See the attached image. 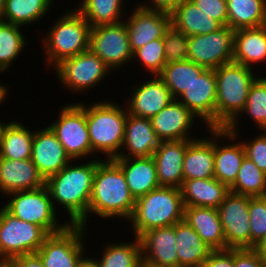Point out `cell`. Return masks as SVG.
<instances>
[{"label":"cell","instance_id":"cell-37","mask_svg":"<svg viewBox=\"0 0 266 267\" xmlns=\"http://www.w3.org/2000/svg\"><path fill=\"white\" fill-rule=\"evenodd\" d=\"M122 0H83L77 10L91 27L115 24L122 20ZM120 17V18H119Z\"/></svg>","mask_w":266,"mask_h":267},{"label":"cell","instance_id":"cell-8","mask_svg":"<svg viewBox=\"0 0 266 267\" xmlns=\"http://www.w3.org/2000/svg\"><path fill=\"white\" fill-rule=\"evenodd\" d=\"M9 194L12 198L3 207L16 218L34 223L48 234L60 232L68 225V223L57 225L55 202L50 198L45 185L38 189L15 191Z\"/></svg>","mask_w":266,"mask_h":267},{"label":"cell","instance_id":"cell-51","mask_svg":"<svg viewBox=\"0 0 266 267\" xmlns=\"http://www.w3.org/2000/svg\"><path fill=\"white\" fill-rule=\"evenodd\" d=\"M253 249L266 262V236Z\"/></svg>","mask_w":266,"mask_h":267},{"label":"cell","instance_id":"cell-36","mask_svg":"<svg viewBox=\"0 0 266 267\" xmlns=\"http://www.w3.org/2000/svg\"><path fill=\"white\" fill-rule=\"evenodd\" d=\"M229 189L235 194L264 197L266 196V174L250 158L244 156L237 178Z\"/></svg>","mask_w":266,"mask_h":267},{"label":"cell","instance_id":"cell-14","mask_svg":"<svg viewBox=\"0 0 266 267\" xmlns=\"http://www.w3.org/2000/svg\"><path fill=\"white\" fill-rule=\"evenodd\" d=\"M55 68L61 83L75 91L93 87L110 71L102 59L90 50L62 60Z\"/></svg>","mask_w":266,"mask_h":267},{"label":"cell","instance_id":"cell-4","mask_svg":"<svg viewBox=\"0 0 266 267\" xmlns=\"http://www.w3.org/2000/svg\"><path fill=\"white\" fill-rule=\"evenodd\" d=\"M184 204L180 188L158 187L136 199L131 217L136 237L144 232L173 226L183 220Z\"/></svg>","mask_w":266,"mask_h":267},{"label":"cell","instance_id":"cell-17","mask_svg":"<svg viewBox=\"0 0 266 267\" xmlns=\"http://www.w3.org/2000/svg\"><path fill=\"white\" fill-rule=\"evenodd\" d=\"M31 160L37 166L40 175L46 180L60 172L71 159L48 126L34 132Z\"/></svg>","mask_w":266,"mask_h":267},{"label":"cell","instance_id":"cell-45","mask_svg":"<svg viewBox=\"0 0 266 267\" xmlns=\"http://www.w3.org/2000/svg\"><path fill=\"white\" fill-rule=\"evenodd\" d=\"M210 18L218 21L222 26L228 25V11L226 0H191Z\"/></svg>","mask_w":266,"mask_h":267},{"label":"cell","instance_id":"cell-40","mask_svg":"<svg viewBox=\"0 0 266 267\" xmlns=\"http://www.w3.org/2000/svg\"><path fill=\"white\" fill-rule=\"evenodd\" d=\"M248 113L259 128L266 131V78H257L252 83L246 105L240 114Z\"/></svg>","mask_w":266,"mask_h":267},{"label":"cell","instance_id":"cell-16","mask_svg":"<svg viewBox=\"0 0 266 267\" xmlns=\"http://www.w3.org/2000/svg\"><path fill=\"white\" fill-rule=\"evenodd\" d=\"M125 21L132 52L150 41L163 38L171 25V13L139 6Z\"/></svg>","mask_w":266,"mask_h":267},{"label":"cell","instance_id":"cell-42","mask_svg":"<svg viewBox=\"0 0 266 267\" xmlns=\"http://www.w3.org/2000/svg\"><path fill=\"white\" fill-rule=\"evenodd\" d=\"M132 57H137L144 67L146 66L154 76H158L166 64L163 38L150 41L136 49Z\"/></svg>","mask_w":266,"mask_h":267},{"label":"cell","instance_id":"cell-22","mask_svg":"<svg viewBox=\"0 0 266 267\" xmlns=\"http://www.w3.org/2000/svg\"><path fill=\"white\" fill-rule=\"evenodd\" d=\"M44 185L45 180L31 159L0 158V192L9 195L15 191L34 190Z\"/></svg>","mask_w":266,"mask_h":267},{"label":"cell","instance_id":"cell-12","mask_svg":"<svg viewBox=\"0 0 266 267\" xmlns=\"http://www.w3.org/2000/svg\"><path fill=\"white\" fill-rule=\"evenodd\" d=\"M89 50L100 57L110 69L132 60L133 52L125 22L92 27Z\"/></svg>","mask_w":266,"mask_h":267},{"label":"cell","instance_id":"cell-29","mask_svg":"<svg viewBox=\"0 0 266 267\" xmlns=\"http://www.w3.org/2000/svg\"><path fill=\"white\" fill-rule=\"evenodd\" d=\"M263 60H266V25L235 30L233 62L251 68L253 63Z\"/></svg>","mask_w":266,"mask_h":267},{"label":"cell","instance_id":"cell-21","mask_svg":"<svg viewBox=\"0 0 266 267\" xmlns=\"http://www.w3.org/2000/svg\"><path fill=\"white\" fill-rule=\"evenodd\" d=\"M140 85L128 102L127 113L131 115L151 119L174 100L159 76Z\"/></svg>","mask_w":266,"mask_h":267},{"label":"cell","instance_id":"cell-31","mask_svg":"<svg viewBox=\"0 0 266 267\" xmlns=\"http://www.w3.org/2000/svg\"><path fill=\"white\" fill-rule=\"evenodd\" d=\"M34 132L21 123L5 124L0 142V158L12 160L31 159Z\"/></svg>","mask_w":266,"mask_h":267},{"label":"cell","instance_id":"cell-39","mask_svg":"<svg viewBox=\"0 0 266 267\" xmlns=\"http://www.w3.org/2000/svg\"><path fill=\"white\" fill-rule=\"evenodd\" d=\"M20 26L0 20V71L7 70L25 46Z\"/></svg>","mask_w":266,"mask_h":267},{"label":"cell","instance_id":"cell-32","mask_svg":"<svg viewBox=\"0 0 266 267\" xmlns=\"http://www.w3.org/2000/svg\"><path fill=\"white\" fill-rule=\"evenodd\" d=\"M228 26L233 30L266 25L265 0H226Z\"/></svg>","mask_w":266,"mask_h":267},{"label":"cell","instance_id":"cell-1","mask_svg":"<svg viewBox=\"0 0 266 267\" xmlns=\"http://www.w3.org/2000/svg\"><path fill=\"white\" fill-rule=\"evenodd\" d=\"M252 68L229 62L214 69L216 78V128H209L212 137L234 140L237 117L246 105L249 89L255 81Z\"/></svg>","mask_w":266,"mask_h":267},{"label":"cell","instance_id":"cell-52","mask_svg":"<svg viewBox=\"0 0 266 267\" xmlns=\"http://www.w3.org/2000/svg\"><path fill=\"white\" fill-rule=\"evenodd\" d=\"M5 96H7V88L0 84V103L5 100Z\"/></svg>","mask_w":266,"mask_h":267},{"label":"cell","instance_id":"cell-55","mask_svg":"<svg viewBox=\"0 0 266 267\" xmlns=\"http://www.w3.org/2000/svg\"><path fill=\"white\" fill-rule=\"evenodd\" d=\"M4 4H5V0H0V14L3 10Z\"/></svg>","mask_w":266,"mask_h":267},{"label":"cell","instance_id":"cell-49","mask_svg":"<svg viewBox=\"0 0 266 267\" xmlns=\"http://www.w3.org/2000/svg\"><path fill=\"white\" fill-rule=\"evenodd\" d=\"M152 6L141 5L147 9L160 10L167 13H171L183 0H150Z\"/></svg>","mask_w":266,"mask_h":267},{"label":"cell","instance_id":"cell-26","mask_svg":"<svg viewBox=\"0 0 266 267\" xmlns=\"http://www.w3.org/2000/svg\"><path fill=\"white\" fill-rule=\"evenodd\" d=\"M184 206L218 208L229 187L216 178L183 180L180 187Z\"/></svg>","mask_w":266,"mask_h":267},{"label":"cell","instance_id":"cell-10","mask_svg":"<svg viewBox=\"0 0 266 267\" xmlns=\"http://www.w3.org/2000/svg\"><path fill=\"white\" fill-rule=\"evenodd\" d=\"M234 32L226 25L209 34L189 36L188 59L206 69L232 62Z\"/></svg>","mask_w":266,"mask_h":267},{"label":"cell","instance_id":"cell-34","mask_svg":"<svg viewBox=\"0 0 266 267\" xmlns=\"http://www.w3.org/2000/svg\"><path fill=\"white\" fill-rule=\"evenodd\" d=\"M52 0H5L0 20L22 26L44 16ZM6 19V20H5Z\"/></svg>","mask_w":266,"mask_h":267},{"label":"cell","instance_id":"cell-50","mask_svg":"<svg viewBox=\"0 0 266 267\" xmlns=\"http://www.w3.org/2000/svg\"><path fill=\"white\" fill-rule=\"evenodd\" d=\"M82 256L78 262L77 267H100L98 261L93 258H85Z\"/></svg>","mask_w":266,"mask_h":267},{"label":"cell","instance_id":"cell-9","mask_svg":"<svg viewBox=\"0 0 266 267\" xmlns=\"http://www.w3.org/2000/svg\"><path fill=\"white\" fill-rule=\"evenodd\" d=\"M60 111L58 120L49 127L63 145L71 162L94 153L85 111L78 104L67 105Z\"/></svg>","mask_w":266,"mask_h":267},{"label":"cell","instance_id":"cell-38","mask_svg":"<svg viewBox=\"0 0 266 267\" xmlns=\"http://www.w3.org/2000/svg\"><path fill=\"white\" fill-rule=\"evenodd\" d=\"M134 243H119L105 246L103 256L98 263L100 267H141V243L135 237Z\"/></svg>","mask_w":266,"mask_h":267},{"label":"cell","instance_id":"cell-7","mask_svg":"<svg viewBox=\"0 0 266 267\" xmlns=\"http://www.w3.org/2000/svg\"><path fill=\"white\" fill-rule=\"evenodd\" d=\"M49 234L40 226L20 220L4 207L0 210V262L35 254Z\"/></svg>","mask_w":266,"mask_h":267},{"label":"cell","instance_id":"cell-53","mask_svg":"<svg viewBox=\"0 0 266 267\" xmlns=\"http://www.w3.org/2000/svg\"><path fill=\"white\" fill-rule=\"evenodd\" d=\"M141 267H165V266H157V265H154V264H149V263H146V262H141Z\"/></svg>","mask_w":266,"mask_h":267},{"label":"cell","instance_id":"cell-56","mask_svg":"<svg viewBox=\"0 0 266 267\" xmlns=\"http://www.w3.org/2000/svg\"><path fill=\"white\" fill-rule=\"evenodd\" d=\"M4 126H5V124L0 122V142H1V135H2V131H3Z\"/></svg>","mask_w":266,"mask_h":267},{"label":"cell","instance_id":"cell-24","mask_svg":"<svg viewBox=\"0 0 266 267\" xmlns=\"http://www.w3.org/2000/svg\"><path fill=\"white\" fill-rule=\"evenodd\" d=\"M112 160L122 169L130 193L135 200L160 187L152 156L113 158Z\"/></svg>","mask_w":266,"mask_h":267},{"label":"cell","instance_id":"cell-33","mask_svg":"<svg viewBox=\"0 0 266 267\" xmlns=\"http://www.w3.org/2000/svg\"><path fill=\"white\" fill-rule=\"evenodd\" d=\"M214 140V178L230 187L236 180L238 171L245 156L241 143L219 146Z\"/></svg>","mask_w":266,"mask_h":267},{"label":"cell","instance_id":"cell-54","mask_svg":"<svg viewBox=\"0 0 266 267\" xmlns=\"http://www.w3.org/2000/svg\"><path fill=\"white\" fill-rule=\"evenodd\" d=\"M0 267H14L10 262H0Z\"/></svg>","mask_w":266,"mask_h":267},{"label":"cell","instance_id":"cell-44","mask_svg":"<svg viewBox=\"0 0 266 267\" xmlns=\"http://www.w3.org/2000/svg\"><path fill=\"white\" fill-rule=\"evenodd\" d=\"M242 142L245 156L250 158L255 165L266 174V132L254 138L252 141Z\"/></svg>","mask_w":266,"mask_h":267},{"label":"cell","instance_id":"cell-23","mask_svg":"<svg viewBox=\"0 0 266 267\" xmlns=\"http://www.w3.org/2000/svg\"><path fill=\"white\" fill-rule=\"evenodd\" d=\"M160 140L154 132L151 119L127 114L122 147L128 149L129 155L120 151L115 158L149 157L159 146ZM131 155V156H130Z\"/></svg>","mask_w":266,"mask_h":267},{"label":"cell","instance_id":"cell-47","mask_svg":"<svg viewBox=\"0 0 266 267\" xmlns=\"http://www.w3.org/2000/svg\"><path fill=\"white\" fill-rule=\"evenodd\" d=\"M200 267H233V249L212 251Z\"/></svg>","mask_w":266,"mask_h":267},{"label":"cell","instance_id":"cell-25","mask_svg":"<svg viewBox=\"0 0 266 267\" xmlns=\"http://www.w3.org/2000/svg\"><path fill=\"white\" fill-rule=\"evenodd\" d=\"M183 220L213 250H226L222 223L216 208L184 206Z\"/></svg>","mask_w":266,"mask_h":267},{"label":"cell","instance_id":"cell-19","mask_svg":"<svg viewBox=\"0 0 266 267\" xmlns=\"http://www.w3.org/2000/svg\"><path fill=\"white\" fill-rule=\"evenodd\" d=\"M142 262L178 267L174 225L148 230L140 237Z\"/></svg>","mask_w":266,"mask_h":267},{"label":"cell","instance_id":"cell-15","mask_svg":"<svg viewBox=\"0 0 266 267\" xmlns=\"http://www.w3.org/2000/svg\"><path fill=\"white\" fill-rule=\"evenodd\" d=\"M216 78L214 69H205L176 99L209 128H216Z\"/></svg>","mask_w":266,"mask_h":267},{"label":"cell","instance_id":"cell-43","mask_svg":"<svg viewBox=\"0 0 266 267\" xmlns=\"http://www.w3.org/2000/svg\"><path fill=\"white\" fill-rule=\"evenodd\" d=\"M251 248L266 236V196L249 197Z\"/></svg>","mask_w":266,"mask_h":267},{"label":"cell","instance_id":"cell-18","mask_svg":"<svg viewBox=\"0 0 266 267\" xmlns=\"http://www.w3.org/2000/svg\"><path fill=\"white\" fill-rule=\"evenodd\" d=\"M191 141H160L152 155L160 187L180 188L182 186L183 159Z\"/></svg>","mask_w":266,"mask_h":267},{"label":"cell","instance_id":"cell-27","mask_svg":"<svg viewBox=\"0 0 266 267\" xmlns=\"http://www.w3.org/2000/svg\"><path fill=\"white\" fill-rule=\"evenodd\" d=\"M178 267H200L213 251L184 220L174 224Z\"/></svg>","mask_w":266,"mask_h":267},{"label":"cell","instance_id":"cell-48","mask_svg":"<svg viewBox=\"0 0 266 267\" xmlns=\"http://www.w3.org/2000/svg\"><path fill=\"white\" fill-rule=\"evenodd\" d=\"M10 263L14 267H44L41 259L36 253L15 257Z\"/></svg>","mask_w":266,"mask_h":267},{"label":"cell","instance_id":"cell-2","mask_svg":"<svg viewBox=\"0 0 266 267\" xmlns=\"http://www.w3.org/2000/svg\"><path fill=\"white\" fill-rule=\"evenodd\" d=\"M97 160L73 166L69 163L45 180L50 198L62 204L69 213L71 225L85 226Z\"/></svg>","mask_w":266,"mask_h":267},{"label":"cell","instance_id":"cell-6","mask_svg":"<svg viewBox=\"0 0 266 267\" xmlns=\"http://www.w3.org/2000/svg\"><path fill=\"white\" fill-rule=\"evenodd\" d=\"M91 28L77 9L58 19L44 44L48 64L55 67L62 60L89 50Z\"/></svg>","mask_w":266,"mask_h":267},{"label":"cell","instance_id":"cell-30","mask_svg":"<svg viewBox=\"0 0 266 267\" xmlns=\"http://www.w3.org/2000/svg\"><path fill=\"white\" fill-rule=\"evenodd\" d=\"M171 24L188 37L215 32L222 25L201 11L191 0H183L171 12Z\"/></svg>","mask_w":266,"mask_h":267},{"label":"cell","instance_id":"cell-20","mask_svg":"<svg viewBox=\"0 0 266 267\" xmlns=\"http://www.w3.org/2000/svg\"><path fill=\"white\" fill-rule=\"evenodd\" d=\"M194 118L195 115L187 107L174 99L153 116L151 122L160 141L193 140L188 138L187 134Z\"/></svg>","mask_w":266,"mask_h":267},{"label":"cell","instance_id":"cell-46","mask_svg":"<svg viewBox=\"0 0 266 267\" xmlns=\"http://www.w3.org/2000/svg\"><path fill=\"white\" fill-rule=\"evenodd\" d=\"M233 267H266V262L253 248L233 249Z\"/></svg>","mask_w":266,"mask_h":267},{"label":"cell","instance_id":"cell-13","mask_svg":"<svg viewBox=\"0 0 266 267\" xmlns=\"http://www.w3.org/2000/svg\"><path fill=\"white\" fill-rule=\"evenodd\" d=\"M217 210L226 249L251 248L249 196L229 192Z\"/></svg>","mask_w":266,"mask_h":267},{"label":"cell","instance_id":"cell-41","mask_svg":"<svg viewBox=\"0 0 266 267\" xmlns=\"http://www.w3.org/2000/svg\"><path fill=\"white\" fill-rule=\"evenodd\" d=\"M165 63L188 60L189 37L177 30L172 24L163 36Z\"/></svg>","mask_w":266,"mask_h":267},{"label":"cell","instance_id":"cell-5","mask_svg":"<svg viewBox=\"0 0 266 267\" xmlns=\"http://www.w3.org/2000/svg\"><path fill=\"white\" fill-rule=\"evenodd\" d=\"M77 104L86 114L92 152L107 154V160L117 157L124 140L127 110L111 102H98L88 108Z\"/></svg>","mask_w":266,"mask_h":267},{"label":"cell","instance_id":"cell-28","mask_svg":"<svg viewBox=\"0 0 266 267\" xmlns=\"http://www.w3.org/2000/svg\"><path fill=\"white\" fill-rule=\"evenodd\" d=\"M214 170V140H192L183 159V180L214 178Z\"/></svg>","mask_w":266,"mask_h":267},{"label":"cell","instance_id":"cell-11","mask_svg":"<svg viewBox=\"0 0 266 267\" xmlns=\"http://www.w3.org/2000/svg\"><path fill=\"white\" fill-rule=\"evenodd\" d=\"M85 227L68 224L62 231L49 234L36 254L44 267H77L83 256Z\"/></svg>","mask_w":266,"mask_h":267},{"label":"cell","instance_id":"cell-35","mask_svg":"<svg viewBox=\"0 0 266 267\" xmlns=\"http://www.w3.org/2000/svg\"><path fill=\"white\" fill-rule=\"evenodd\" d=\"M206 68L188 60L165 64L158 75L177 99Z\"/></svg>","mask_w":266,"mask_h":267},{"label":"cell","instance_id":"cell-3","mask_svg":"<svg viewBox=\"0 0 266 267\" xmlns=\"http://www.w3.org/2000/svg\"><path fill=\"white\" fill-rule=\"evenodd\" d=\"M135 202L122 169L112 159H98L88 213L129 219Z\"/></svg>","mask_w":266,"mask_h":267}]
</instances>
